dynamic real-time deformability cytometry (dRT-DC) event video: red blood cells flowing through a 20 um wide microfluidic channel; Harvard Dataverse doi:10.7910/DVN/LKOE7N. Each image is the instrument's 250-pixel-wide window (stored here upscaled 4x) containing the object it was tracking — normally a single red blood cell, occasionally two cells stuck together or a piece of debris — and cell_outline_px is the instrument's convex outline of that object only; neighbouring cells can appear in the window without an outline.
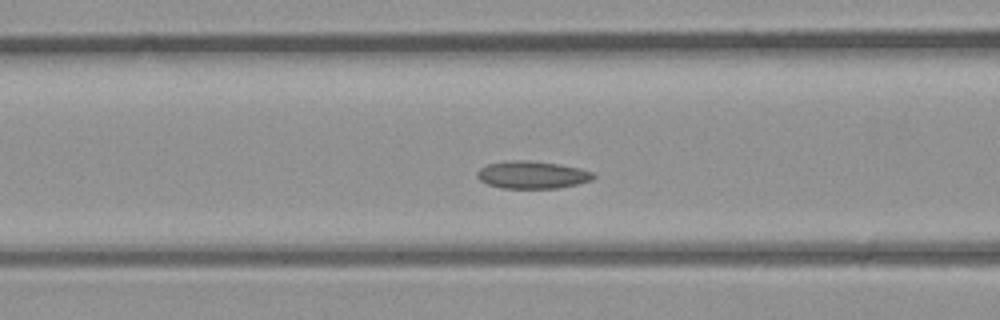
{"species": "common noctule bat (a hibernating species)", "species_latin": "Nyctalus noctula", "temperature_condition": "room temperature", "stored_images_in_passage": 38, "camera_frame_rate_fps": 3000, "um_per_image_px": 0.085, "animal": {"sex": "male", "body_mass_g": 23.1, "forearm_length_mm": 52.7}, "frame": {"image": 1, "passage_image": 13, "time_ms": 4.0, "image_size_px": [1000, 320], "cell_outline_px": [[596, 176], [592, 180], [576, 184], [556, 188], [504, 188], [488, 184], [480, 180], [476, 176], [476, 172], [480, 168], [488, 164], [508, 160], [528, 160], [556, 164], [576, 168], [592, 172]], "centroid_in_image_um": [45.19, 14.86], "position_along_channel_um": 121.4, "area_um2": 18.38}}
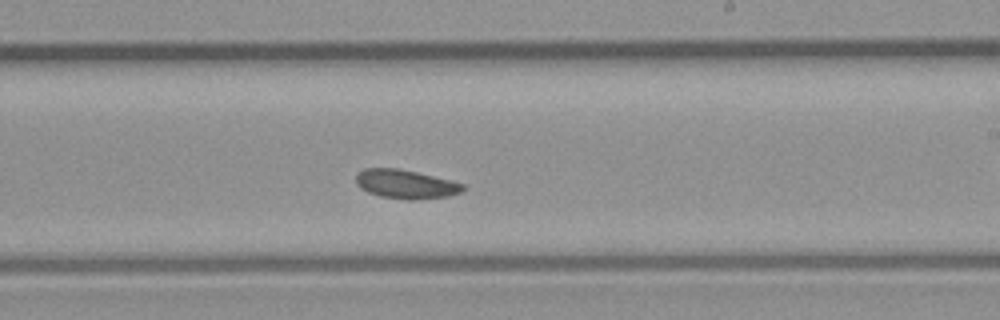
{"frame": {"image": 2, "passage_image": 21, "time_ms": 6.667, "image_size_px": [1000, 320], "cell_outline_px": [[464, 188], [460, 192], [448, 196], [412, 200], [408, 200], [380, 196], [368, 192], [360, 188], [356, 184], [356, 176], [364, 168], [400, 168], [464, 184]], "centroid_in_image_um": [34.44, 15.65], "position_along_channel_um": 254.6, "area_um2": 17.8}}
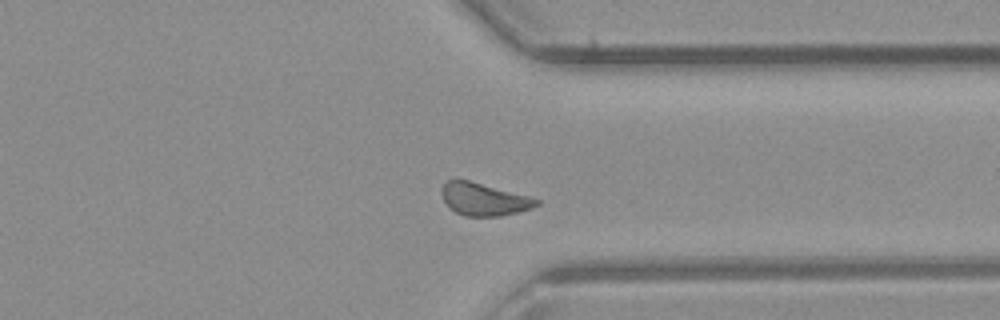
{"frame": {"image": 3, "passage_image": 28, "time_ms": 9.0, "image_size_px": [1000, 320], "cell_outline_px": [[540, 204], [532, 208], [500, 216], [464, 216], [456, 212], [444, 200], [440, 192], [440, 188], [452, 176], [456, 176], [528, 196], [540, 200]], "centroid_in_image_um": [41.08, 16.89], "position_along_channel_um": 370.3, "area_um2": 18.21}}